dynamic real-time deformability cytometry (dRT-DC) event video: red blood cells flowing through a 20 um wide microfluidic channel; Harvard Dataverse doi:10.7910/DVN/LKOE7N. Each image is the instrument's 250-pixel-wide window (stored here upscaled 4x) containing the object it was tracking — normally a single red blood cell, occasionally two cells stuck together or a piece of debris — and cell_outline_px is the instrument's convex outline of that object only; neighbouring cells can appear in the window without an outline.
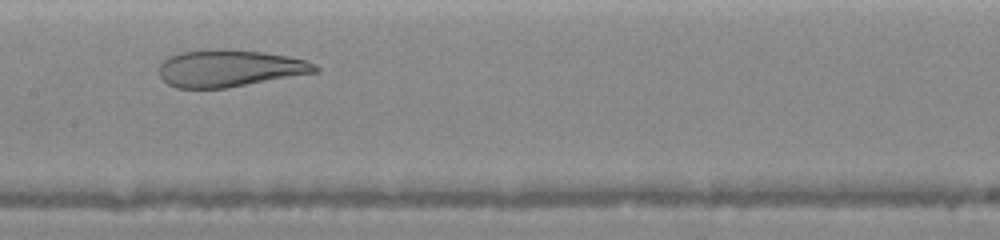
{"species": "human", "species_latin": "Homo sapiens", "temperature_condition": "warm", "stored_images_in_passage": 9, "camera_frame_rate_fps": 3000, "um_per_image_px": 0.085, "donor": {"sex": "female"}, "frame": {"image": 1, "passage_image": 7, "time_ms": 3.333, "image_size_px": [1000, 240], "cell_outline_px": [[320, 72], [228, 88], [176, 88], [168, 84], [160, 76], [160, 64], [168, 56], [180, 52], [224, 48], [264, 52], [288, 56], [304, 60], [316, 64], [320, 68]], "centroid_in_image_um": [19.55, 5.8], "position_along_channel_um": 187.8, "area_um2": 33.99}}
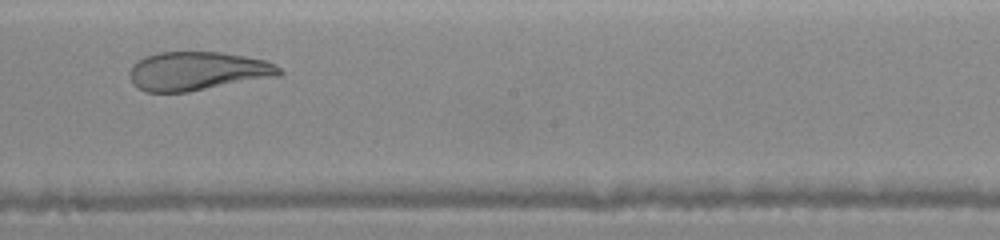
{"frame": {"image": 2, "passage_image": 9, "time_ms": 4.333, "image_size_px": [1000, 240], "cell_outline_px": [[284, 72], [280, 76], [188, 92], [144, 92], [132, 80], [132, 64], [136, 60], [144, 56], [160, 52], [220, 52], [244, 56], [264, 60], [276, 64]], "centroid_in_image_um": [16.84, 6.04], "position_along_channel_um": 231.4, "area_um2": 33.7}}